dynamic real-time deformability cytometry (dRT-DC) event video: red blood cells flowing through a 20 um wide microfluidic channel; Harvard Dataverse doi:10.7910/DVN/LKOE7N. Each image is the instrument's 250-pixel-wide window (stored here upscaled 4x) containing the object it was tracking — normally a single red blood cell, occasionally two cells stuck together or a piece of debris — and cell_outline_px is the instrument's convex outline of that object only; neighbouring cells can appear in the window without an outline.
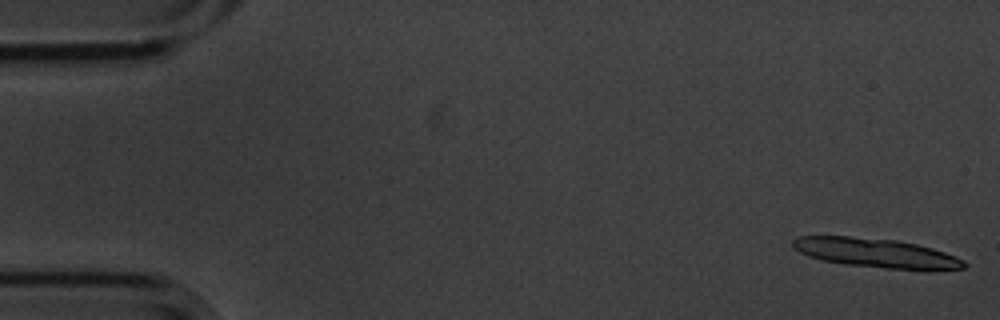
{"species": "common noctule bat (a hibernating species)", "species_latin": "Nyctalus noctula", "temperature_condition": "cold", "stored_images_in_passage": 5, "camera_frame_rate_fps": 3000, "um_per_image_px": 0.085, "animal": {"sex": "male", "body_mass_g": 20.1, "forearm_length_mm": 53.5}, "frame": {"image": 1, "passage_image": 1, "time_ms": 0.0, "image_size_px": [1000, 320], "cell_outline_px": [[968, 264], [964, 268], [884, 268], [844, 264], [820, 260], [808, 256], [800, 252], [792, 244], [792, 240], [796, 236], [848, 236], [896, 240], [916, 244], [932, 248], [956, 256], [964, 260]], "centroid_in_image_um": [74.38, 21.48], "position_along_channel_um": 10.6, "area_um2": 28.61}}
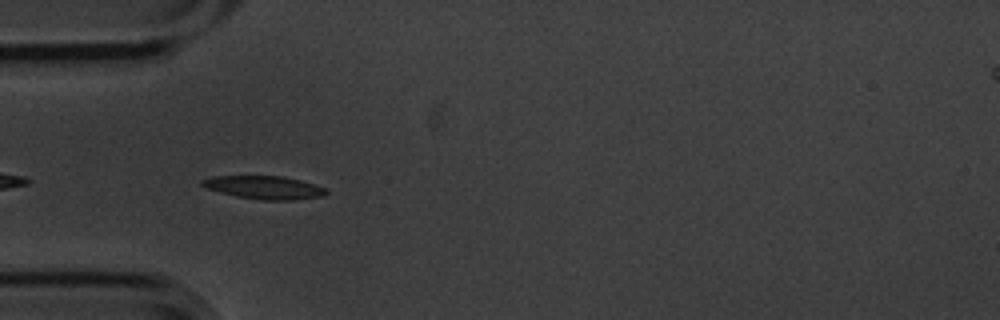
{"frame": {"image": 2, "passage_image": 4, "time_ms": 1.0, "image_size_px": [1000, 320], "cell_outline_px": [[328, 192], [324, 196], [292, 200], [264, 200], [236, 196], [220, 192], [208, 188], [200, 184], [200, 180], [212, 176], [284, 176], [300, 180], [328, 188]], "centroid_in_image_um": [22.49, 15.93], "position_along_channel_um": 62.5, "area_um2": 16.76}}
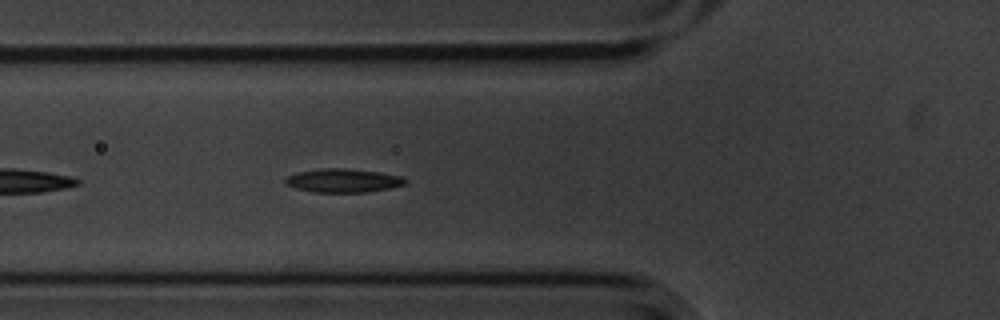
{"frame": {"image": 3, "passage_image": 5, "time_ms": 1.333, "image_size_px": [1000, 320], "cell_outline_px": [[408, 180], [404, 184], [388, 188], [368, 192], [312, 192], [296, 188], [284, 184], [284, 180], [288, 176], [296, 172], [320, 168], [344, 168], [380, 172], [400, 176]], "centroid_in_image_um": [29.12, 15.34], "position_along_channel_um": 96.7, "area_um2": 16.53}}